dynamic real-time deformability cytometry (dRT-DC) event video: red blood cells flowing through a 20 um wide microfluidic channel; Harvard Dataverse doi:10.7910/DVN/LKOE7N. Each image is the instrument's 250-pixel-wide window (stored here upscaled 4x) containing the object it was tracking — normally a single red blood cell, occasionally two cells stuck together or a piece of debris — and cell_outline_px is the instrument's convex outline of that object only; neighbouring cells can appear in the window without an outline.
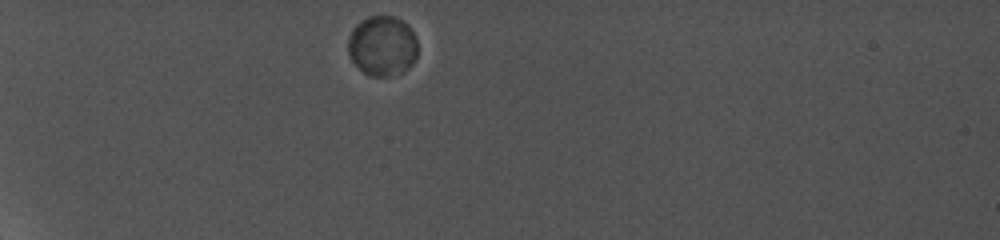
{"species": "common noctule bat (a hibernating species)", "species_latin": "Nyctalus noctula", "temperature_condition": "cold", "stored_images_in_passage": 4, "camera_frame_rate_fps": 5000, "um_per_image_px": 0.085, "animal": {"sex": "female", "body_mass_g": 19.0, "forearm_length_mm": 56.7}, "frame": {"image": 1, "passage_image": 1, "time_ms": 0.0, "image_size_px": [1000, 240], "cell_outline_px": [[416, 56], [412, 64], [404, 72], [388, 76], [368, 76], [352, 60], [348, 52], [348, 36], [352, 28], [356, 24], [368, 16], [392, 16], [408, 24], [416, 40]], "centroid_in_image_um": [32.48, 3.9], "position_along_channel_um": 52.5, "area_um2": 24.33}}
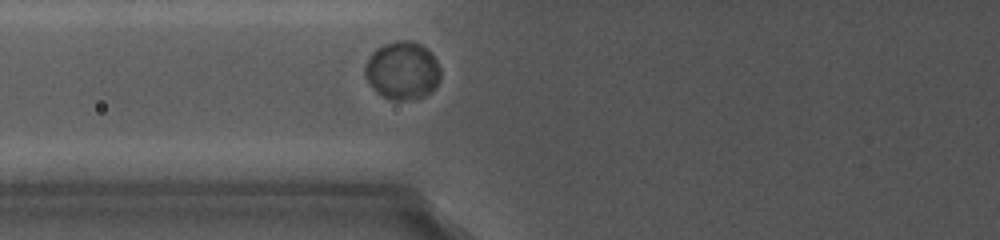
{"frame": {"image": 2, "passage_image": 4, "time_ms": 2.4, "image_size_px": [1000, 240], "cell_outline_px": [[440, 80], [424, 96], [404, 100], [392, 100], [376, 92], [372, 88], [364, 72], [364, 64], [372, 52], [376, 48], [384, 44], [396, 40], [412, 40], [428, 48], [436, 60], [440, 68]], "centroid_in_image_um": [34.18, 5.96], "position_along_channel_um": 91.6, "area_um2": 25.55}}